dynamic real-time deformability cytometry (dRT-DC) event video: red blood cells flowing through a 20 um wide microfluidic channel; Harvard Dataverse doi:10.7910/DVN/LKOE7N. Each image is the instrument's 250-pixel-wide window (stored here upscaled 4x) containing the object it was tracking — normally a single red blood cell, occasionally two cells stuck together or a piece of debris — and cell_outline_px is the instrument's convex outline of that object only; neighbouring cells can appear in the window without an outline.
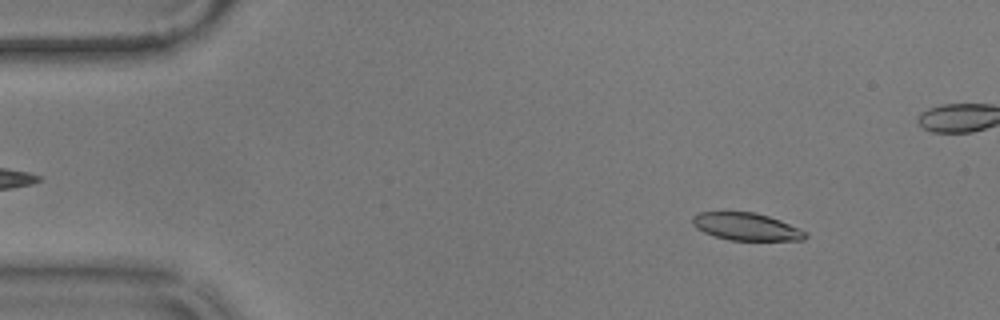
{"species": "common noctule bat (a hibernating species)", "species_latin": "Nyctalus noctula", "temperature_condition": "warm", "stored_images_in_passage": 57, "camera_frame_rate_fps": 3000, "um_per_image_px": 0.085, "animal": {"sex": "male", "body_mass_g": 17.9}, "frame": {"image": 1, "passage_image": 7, "time_ms": 2.0, "image_size_px": [1000, 320], "cell_outline_px": [[808, 236], [804, 240], [728, 240], [704, 232], [696, 228], [692, 224], [692, 216], [696, 212], [756, 212], [780, 220], [800, 228], [808, 232]], "centroid_in_image_um": [63.45, 19.26], "position_along_channel_um": 21.6, "area_um2": 18.21}}
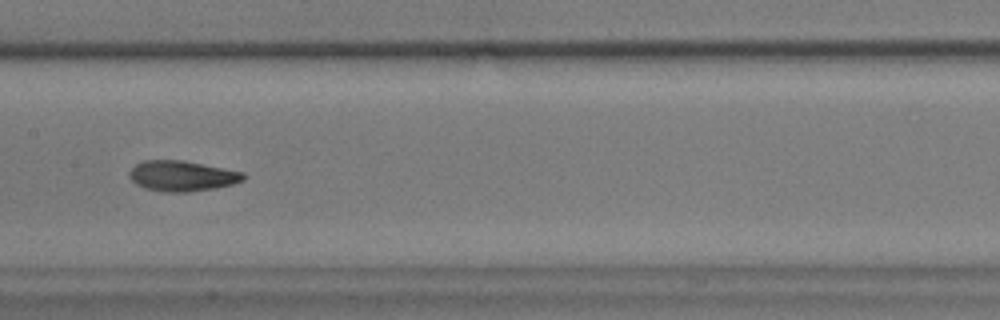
{"frame": {"image": 2, "passage_image": 28, "time_ms": 9.0, "image_size_px": [1000, 320], "cell_outline_px": [[248, 176], [244, 180], [232, 184], [212, 188], [188, 192], [164, 192], [144, 188], [136, 184], [128, 176], [128, 172], [136, 164], [144, 160], [184, 160], [244, 172]], "centroid_in_image_um": [15.47, 14.95], "position_along_channel_um": 191.9, "area_um2": 20.35}}
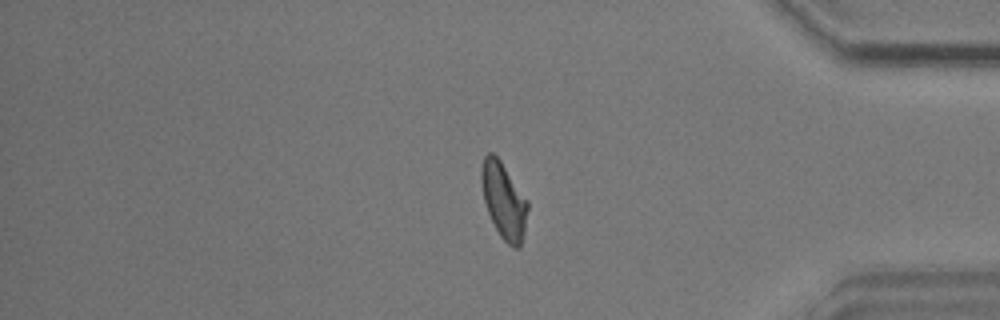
{"frame": {"image": 3, "passage_image": 47, "time_ms": 15.333, "image_size_px": [1000, 320], "cell_outline_px": [[528, 208], [524, 232], [520, 248], [512, 248], [500, 236], [488, 212], [484, 200], [480, 180], [480, 172], [484, 156], [488, 152], [492, 152], [500, 160], [528, 200]], "centroid_in_image_um": [42.82, 17.04], "position_along_channel_um": 392.4, "area_um2": 20.46}, "authors_computed_cell_mechanics": {"area_um2": 19.652, "velocity_mm_per_s": 3.5636, "shape_relaxation_time_tau1_ms": 6.3123, "shape_relaxation_time_tau2_ms": 2.293, "deformation_change_tau1": 0.1666, "deformation_change_tau2": 0.0898}}